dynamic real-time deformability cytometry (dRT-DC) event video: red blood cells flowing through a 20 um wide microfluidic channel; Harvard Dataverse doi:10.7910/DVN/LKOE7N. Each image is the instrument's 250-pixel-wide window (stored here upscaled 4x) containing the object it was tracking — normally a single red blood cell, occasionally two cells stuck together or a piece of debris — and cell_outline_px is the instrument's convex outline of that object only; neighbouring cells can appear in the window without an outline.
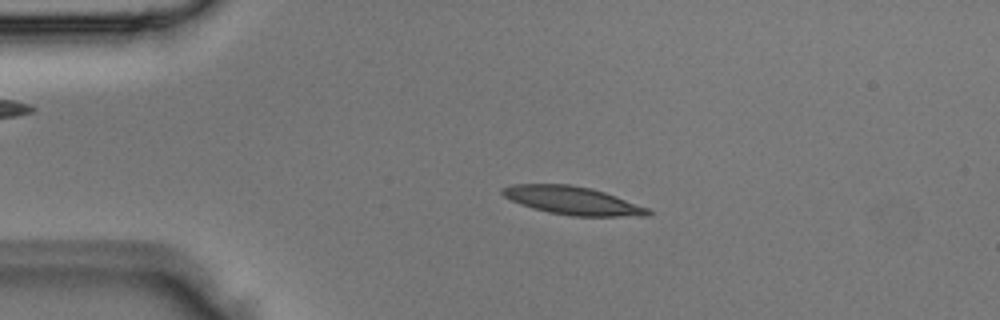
{"species": "Egyptian fruit bat (a non-hibernating species)", "species_latin": "Rousettus aegyptiacus", "temperature_condition": "room temperature", "stored_images_in_passage": 3, "camera_frame_rate_fps": 3000, "um_per_image_px": 0.085, "animal": {"sex": "male"}, "frame": {"image": 1, "passage_image": 2, "time_ms": 0.333, "image_size_px": [1000, 320], "cell_outline_px": [[652, 212], [648, 216], [572, 216], [548, 212], [532, 208], [520, 204], [504, 196], [500, 192], [500, 188], [512, 184], [568, 184], [592, 188], [604, 192], [648, 208]], "centroid_in_image_um": [48.63, 17.04], "position_along_channel_um": 36.4, "area_um2": 23.81}}
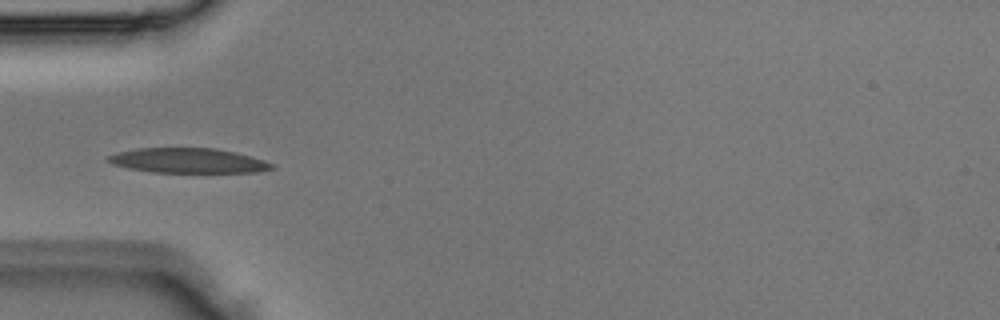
{"frame": {"image": 2, "passage_image": 3, "time_ms": 0.667, "image_size_px": [1000, 320], "cell_outline_px": [[276, 168], [256, 172], [152, 172], [128, 168], [112, 164], [104, 160], [108, 156], [120, 152], [136, 148], [216, 148], [264, 160], [272, 164]], "centroid_in_image_um": [15.95, 13.65], "position_along_channel_um": 69.1, "area_um2": 23.47}}